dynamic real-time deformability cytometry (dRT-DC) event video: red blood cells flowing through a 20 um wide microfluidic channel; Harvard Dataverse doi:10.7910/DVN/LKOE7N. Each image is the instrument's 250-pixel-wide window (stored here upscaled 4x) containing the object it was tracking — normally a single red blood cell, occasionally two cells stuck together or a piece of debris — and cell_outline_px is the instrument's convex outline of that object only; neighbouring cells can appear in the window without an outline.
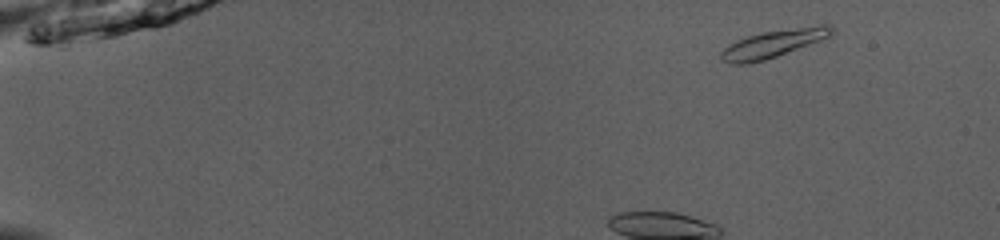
{"species": "common noctule bat (a hibernating species)", "species_latin": "Nyctalus noctula", "temperature_condition": "room temperature", "stored_images_in_passage": 44, "camera_frame_rate_fps": 3000, "um_per_image_px": 0.085, "animal": {"sex": "male", "body_mass_g": 13.0, "forearm_length_mm": 53.1}, "frame": {"image": 1, "passage_image": 2, "time_ms": 0.333, "image_size_px": [1000, 240], "cell_outline_px": [[836, 28], [832, 36], [776, 56], [764, 60], [748, 64], [732, 64], [720, 60], [720, 52], [728, 44], [736, 40], [760, 32], [820, 24], [832, 24]], "centroid_in_image_um": [65.76, 3.69], "position_along_channel_um": 19.2, "area_um2": 18.09}}
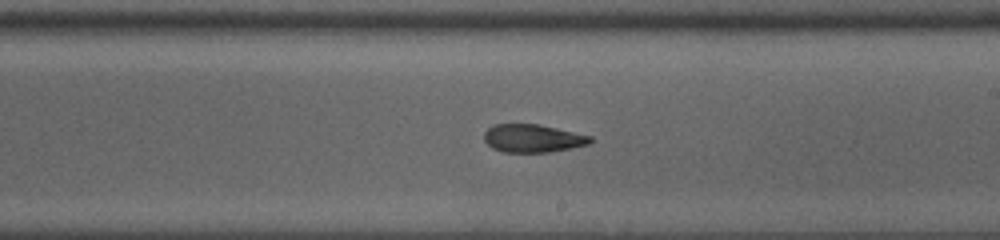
{"frame": {"image": 2, "passage_image": 24, "time_ms": 7.667, "image_size_px": [1000, 240], "cell_outline_px": [[592, 140], [588, 144], [572, 148], [548, 152], [504, 152], [492, 148], [484, 140], [484, 132], [492, 124], [540, 124], [592, 136]], "centroid_in_image_um": [45.27, 11.75], "position_along_channel_um": 243.7, "area_um2": 17.4}}
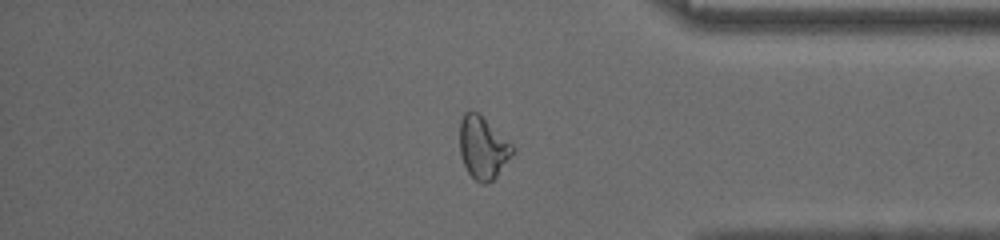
{"frame": {"image": 3, "passage_image": 36, "time_ms": 11.667, "image_size_px": [1000, 240], "cell_outline_px": [[516, 152], [496, 176], [492, 180], [484, 184], [476, 180], [468, 172], [460, 156], [460, 120], [464, 112], [480, 112], [516, 148]], "centroid_in_image_um": [41.07, 12.52], "position_along_channel_um": 394.1, "area_um2": 19.42}, "authors_computed_cell_mechanics": {"area_um2": 18.496, "velocity_mm_per_s": 4.0228, "shape_relaxation_time_tau1_ms": 7.2378, "shape_relaxation_time_tau2_ms": 3.0511, "deformation_change_tau1": 0.2045, "deformation_change_tau2": 0.1214}}